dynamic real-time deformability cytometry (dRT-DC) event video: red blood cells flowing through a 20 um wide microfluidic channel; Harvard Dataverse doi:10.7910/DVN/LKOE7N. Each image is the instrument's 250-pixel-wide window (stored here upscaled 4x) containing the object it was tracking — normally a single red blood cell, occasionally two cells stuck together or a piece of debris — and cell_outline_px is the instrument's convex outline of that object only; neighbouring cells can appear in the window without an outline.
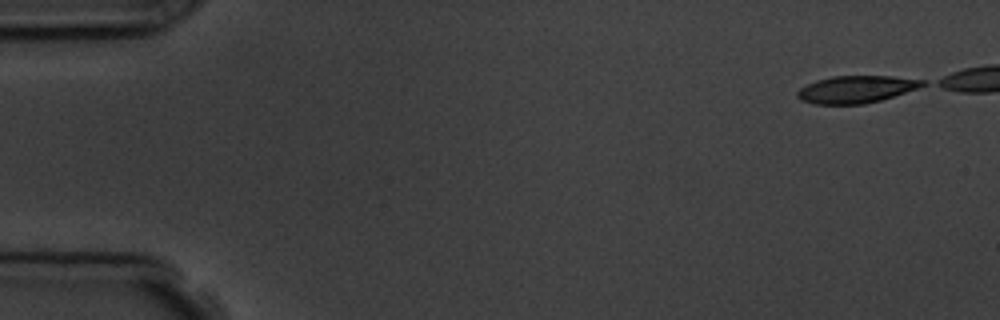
{"species": "common noctule bat (a hibernating species)", "species_latin": "Nyctalus noctula", "temperature_condition": "room temperature", "stored_images_in_passage": 6, "camera_frame_rate_fps": 3000, "um_per_image_px": 0.085, "animal": {"sex": "male", "body_mass_g": 19.5, "forearm_length_mm": 54.6}, "frame": {"image": 1, "passage_image": 1, "time_ms": 0.0, "image_size_px": [1000, 320], "cell_outline_px": [[928, 84], [880, 100], [864, 104], [816, 104], [800, 100], [796, 96], [796, 92], [800, 88], [816, 80], [832, 76], [892, 76], [928, 80]], "centroid_in_image_um": [72.77, 7.58], "position_along_channel_um": 12.2, "area_um2": 19.83}}
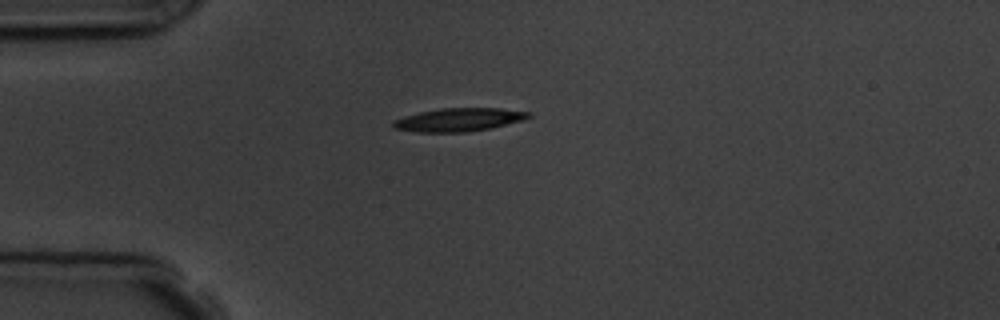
{"frame": {"image": 2, "passage_image": 6, "time_ms": 5.667, "image_size_px": [1000, 320], "cell_outline_px": [[532, 116], [520, 120], [488, 128], [464, 132], [416, 132], [396, 128], [392, 124], [392, 120], [404, 116], [420, 112], [440, 108], [500, 108], [532, 112]], "centroid_in_image_um": [38.97, 10.16], "position_along_channel_um": 46.0, "area_um2": 18.09}}